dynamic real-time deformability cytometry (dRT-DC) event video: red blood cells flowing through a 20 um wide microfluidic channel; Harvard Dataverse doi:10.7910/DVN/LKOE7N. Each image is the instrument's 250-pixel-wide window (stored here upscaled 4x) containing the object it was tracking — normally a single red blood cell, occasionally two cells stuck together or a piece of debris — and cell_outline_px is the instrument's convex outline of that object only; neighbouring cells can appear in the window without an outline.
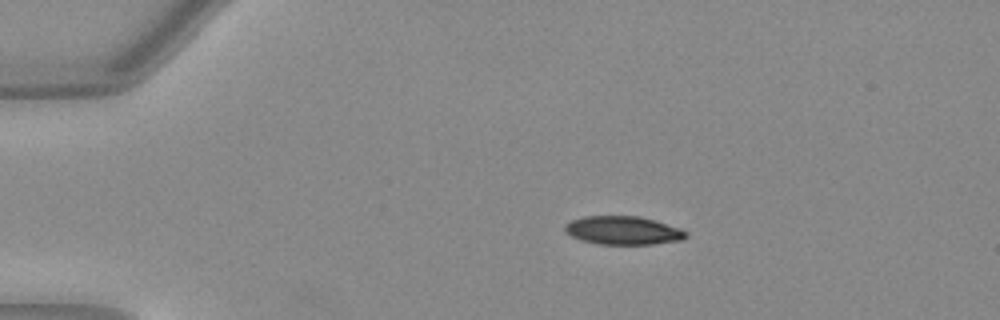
{"species": "Egyptian fruit bat (a non-hibernating species)", "species_latin": "Rousettus aegyptiacus", "temperature_condition": "warm", "stored_images_in_passage": 42, "camera_frame_rate_fps": 3000, "um_per_image_px": 0.085, "animal": {"sex": "female"}, "frame": {"image": 1, "passage_image": 1, "time_ms": 0.0, "image_size_px": [1000, 320], "cell_outline_px": [[688, 236], [680, 240], [652, 244], [600, 244], [580, 240], [564, 232], [564, 224], [572, 220], [584, 216], [640, 216], [656, 220], [680, 228], [688, 232]], "centroid_in_image_um": [52.95, 19.58], "position_along_channel_um": 32.0, "area_um2": 20.17}}
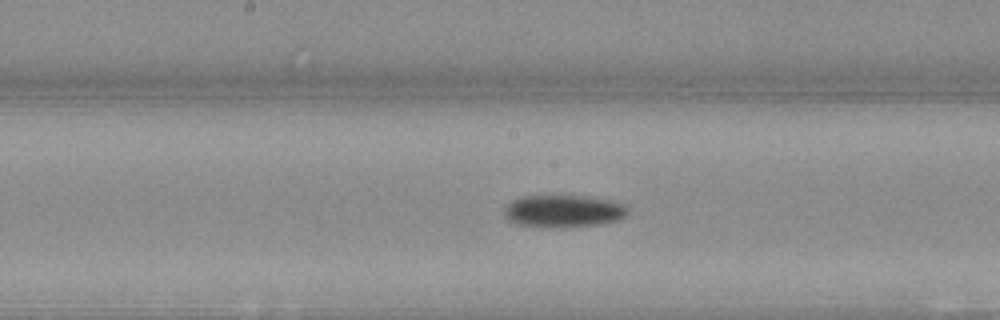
{"frame": {"image": 2, "passage_image": 18, "time_ms": 5.667, "image_size_px": [1000, 320], "cell_outline_px": [[628, 212], [624, 216], [616, 220], [600, 224], [568, 228], [556, 228], [520, 224], [508, 220], [504, 212], [504, 208], [512, 200], [520, 196], [584, 196], [608, 200], [620, 204]], "centroid_in_image_um": [47.83, 17.95], "position_along_channel_um": 200.4, "area_um2": 23.0}}
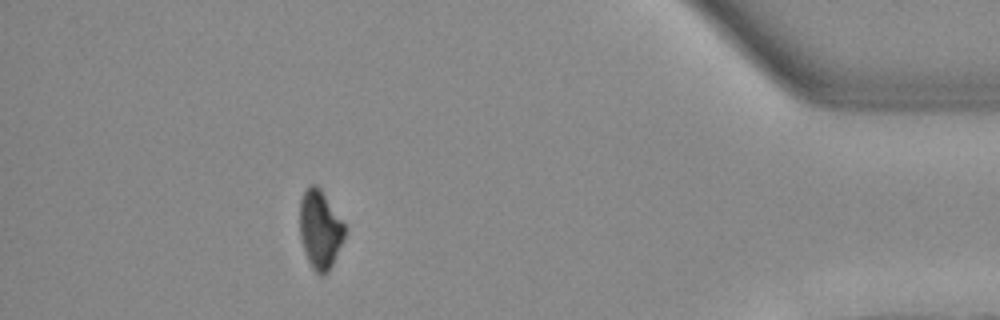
{"frame": {"image": 3, "passage_image": 37, "time_ms": 12.0, "image_size_px": [1000, 320], "cell_outline_px": [[344, 236], [332, 264], [328, 272], [320, 276], [312, 268], [308, 260], [300, 236], [300, 200], [304, 192], [312, 184], [316, 184], [320, 188], [344, 224]], "centroid_in_image_um": [27.18, 19.51], "position_along_channel_um": 408.0, "area_um2": 20.0}, "authors_computed_cell_mechanics": {"area_um2": 21.9062, "velocity_mm_per_s": 4.0259, "shape_relaxation_time_tau1_ms": 6.0695, "shape_relaxation_time_tau2_ms": null, "deformation_change_tau1": 0.1793, "deformation_change_tau2": null}}